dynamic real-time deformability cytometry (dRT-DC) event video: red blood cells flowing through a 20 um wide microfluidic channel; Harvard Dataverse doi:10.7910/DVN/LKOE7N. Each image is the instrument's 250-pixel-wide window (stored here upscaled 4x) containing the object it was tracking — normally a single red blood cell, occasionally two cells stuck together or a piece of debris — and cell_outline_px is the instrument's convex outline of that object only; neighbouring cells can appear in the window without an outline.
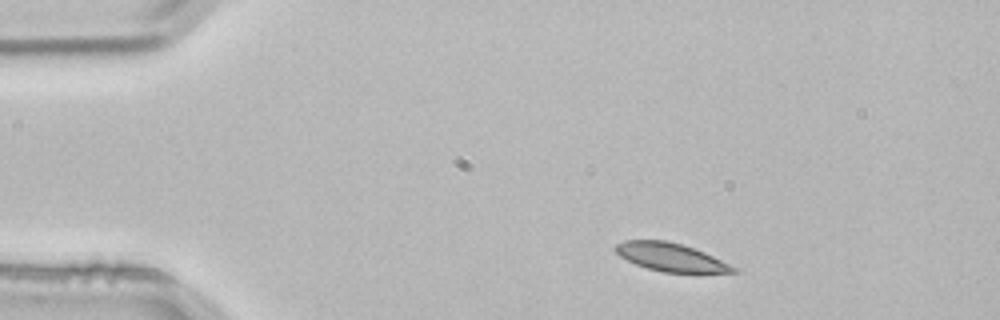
{"species": "common noctule bat (a hibernating species)", "species_latin": "Nyctalus noctula", "temperature_condition": "room temperature", "stored_images_in_passage": 2, "camera_frame_rate_fps": 3000, "um_per_image_px": 0.085, "animal": {"sex": "male", "body_mass_g": 21.5, "forearm_length_mm": 52.0}, "frame": {"image": 1, "passage_image": 2, "time_ms": 0.333, "image_size_px": [1000, 320], "cell_outline_px": [[740, 272], [664, 272], [648, 268], [636, 264], [620, 256], [612, 248], [616, 244], [624, 240], [664, 240], [680, 244], [704, 252], [736, 268]], "centroid_in_image_um": [56.95, 21.85], "position_along_channel_um": 28.1, "area_um2": 18.9}}